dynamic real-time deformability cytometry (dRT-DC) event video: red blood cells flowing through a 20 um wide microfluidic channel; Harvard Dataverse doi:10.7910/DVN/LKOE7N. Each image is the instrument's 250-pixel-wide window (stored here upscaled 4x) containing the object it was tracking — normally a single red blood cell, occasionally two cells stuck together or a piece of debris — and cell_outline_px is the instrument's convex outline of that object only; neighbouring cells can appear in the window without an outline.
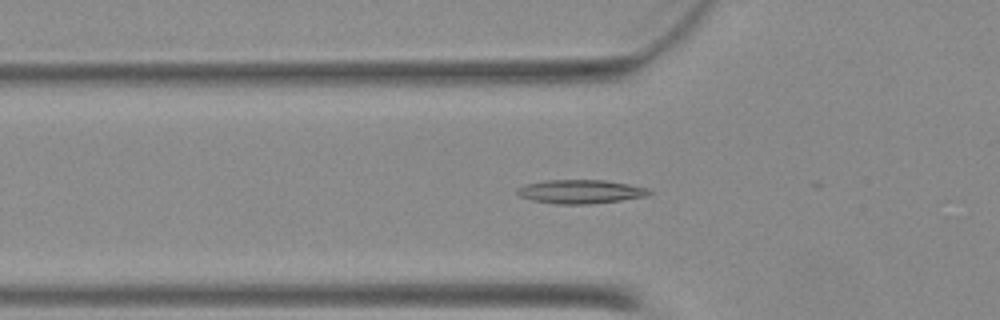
{"species": "Egyptian fruit bat (a non-hibernating species)", "species_latin": "Rousettus aegyptiacus", "temperature_condition": "warm", "stored_images_in_passage": 20, "camera_frame_rate_fps": 3000, "um_per_image_px": 0.085, "animal": {"sex": "female"}, "frame": {"image": 1, "passage_image": 7, "time_ms": 2.0, "image_size_px": [1000, 320], "cell_outline_px": [[652, 192], [644, 196], [620, 200], [588, 204], [556, 204], [532, 200], [520, 196], [516, 192], [516, 188], [524, 184], [544, 180], [604, 180], [628, 184], [648, 188]], "centroid_in_image_um": [49.28, 16.28], "position_along_channel_um": 76.5, "area_um2": 18.21}}
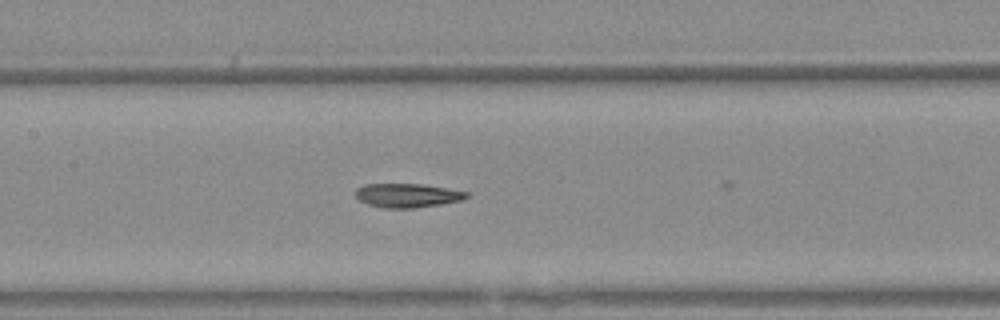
{"frame": {"image": 2, "passage_image": 14, "time_ms": 4.333, "image_size_px": [1000, 320], "cell_outline_px": [[468, 196], [460, 200], [440, 204], [416, 208], [380, 208], [368, 204], [360, 200], [356, 196], [356, 188], [364, 184], [420, 184], [448, 188], [468, 192]], "centroid_in_image_um": [34.6, 16.61], "position_along_channel_um": 172.8, "area_um2": 15.43}}
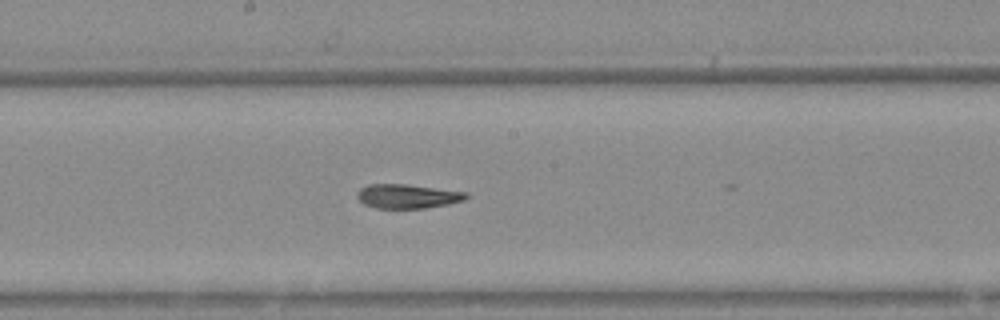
{"frame": {"image": 3, "passage_image": 17, "time_ms": 5.333, "image_size_px": [1000, 320], "cell_outline_px": [[468, 196], [464, 200], [448, 204], [424, 208], [376, 208], [364, 204], [356, 196], [356, 192], [360, 188], [368, 184], [408, 184], [468, 192]], "centroid_in_image_um": [34.62, 16.67], "position_along_channel_um": 213.6, "area_um2": 15.43}}